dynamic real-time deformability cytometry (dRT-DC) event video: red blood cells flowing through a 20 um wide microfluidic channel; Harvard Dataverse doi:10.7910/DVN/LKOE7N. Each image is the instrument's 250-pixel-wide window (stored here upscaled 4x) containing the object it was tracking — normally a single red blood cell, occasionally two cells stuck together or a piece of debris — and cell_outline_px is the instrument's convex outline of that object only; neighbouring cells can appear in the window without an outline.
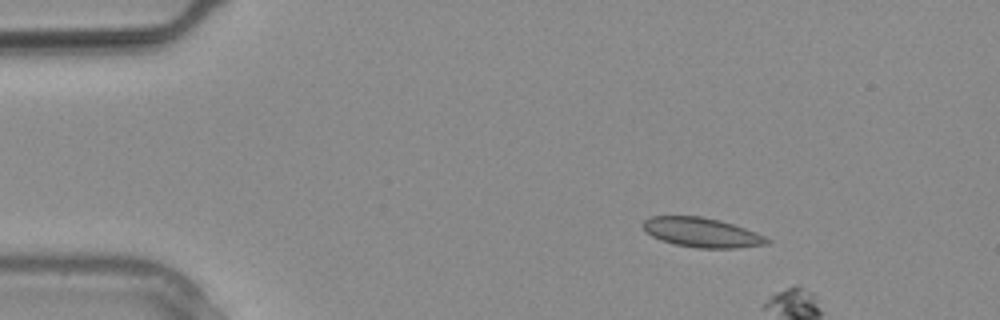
{"species": "common noctule bat (a hibernating species)", "species_latin": "Nyctalus noctula", "temperature_condition": "warm", "stored_images_in_passage": 4, "camera_frame_rate_fps": 3000, "um_per_image_px": 0.085, "animal": {"sex": "male", "body_mass_g": 20.4}, "frame": {"image": 1, "passage_image": 1, "time_ms": 0.0, "image_size_px": [1000, 320], "cell_outline_px": [[772, 240], [768, 244], [740, 248], [696, 248], [676, 244], [660, 240], [652, 236], [640, 224], [648, 216], [700, 216], [720, 220], [756, 232]], "centroid_in_image_um": [59.65, 19.76], "position_along_channel_um": 25.3, "area_um2": 21.39}}